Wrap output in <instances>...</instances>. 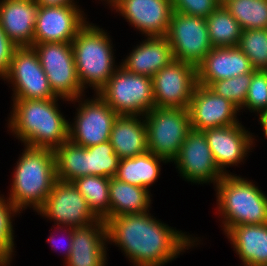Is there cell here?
<instances>
[{
	"label": "cell",
	"instance_id": "obj_1",
	"mask_svg": "<svg viewBox=\"0 0 267 266\" xmlns=\"http://www.w3.org/2000/svg\"><path fill=\"white\" fill-rule=\"evenodd\" d=\"M105 222L108 245L118 247L131 266H166L204 242L203 236L171 227L151 210L111 217Z\"/></svg>",
	"mask_w": 267,
	"mask_h": 266
},
{
	"label": "cell",
	"instance_id": "obj_2",
	"mask_svg": "<svg viewBox=\"0 0 267 266\" xmlns=\"http://www.w3.org/2000/svg\"><path fill=\"white\" fill-rule=\"evenodd\" d=\"M61 102L54 99H11V111L6 118L8 134L29 147L55 149L68 141L69 118L62 112ZM11 133V134H10Z\"/></svg>",
	"mask_w": 267,
	"mask_h": 266
},
{
	"label": "cell",
	"instance_id": "obj_3",
	"mask_svg": "<svg viewBox=\"0 0 267 266\" xmlns=\"http://www.w3.org/2000/svg\"><path fill=\"white\" fill-rule=\"evenodd\" d=\"M23 148L13 164L9 192L4 196L21 213L29 209L36 215L57 181L55 154L49 148Z\"/></svg>",
	"mask_w": 267,
	"mask_h": 266
},
{
	"label": "cell",
	"instance_id": "obj_4",
	"mask_svg": "<svg viewBox=\"0 0 267 266\" xmlns=\"http://www.w3.org/2000/svg\"><path fill=\"white\" fill-rule=\"evenodd\" d=\"M257 185L252 179L235 174L224 175L213 187L214 214L223 234L237 225L267 224V194Z\"/></svg>",
	"mask_w": 267,
	"mask_h": 266
},
{
	"label": "cell",
	"instance_id": "obj_5",
	"mask_svg": "<svg viewBox=\"0 0 267 266\" xmlns=\"http://www.w3.org/2000/svg\"><path fill=\"white\" fill-rule=\"evenodd\" d=\"M110 33L89 20L72 40L78 79L86 94L88 88L97 94L120 66Z\"/></svg>",
	"mask_w": 267,
	"mask_h": 266
},
{
	"label": "cell",
	"instance_id": "obj_6",
	"mask_svg": "<svg viewBox=\"0 0 267 266\" xmlns=\"http://www.w3.org/2000/svg\"><path fill=\"white\" fill-rule=\"evenodd\" d=\"M97 94L118 115L144 116L155 107L152 78L121 66Z\"/></svg>",
	"mask_w": 267,
	"mask_h": 266
},
{
	"label": "cell",
	"instance_id": "obj_7",
	"mask_svg": "<svg viewBox=\"0 0 267 266\" xmlns=\"http://www.w3.org/2000/svg\"><path fill=\"white\" fill-rule=\"evenodd\" d=\"M87 96L70 101L76 110L68 126V140L86 148L109 141L112 125L118 117L98 94Z\"/></svg>",
	"mask_w": 267,
	"mask_h": 266
},
{
	"label": "cell",
	"instance_id": "obj_8",
	"mask_svg": "<svg viewBox=\"0 0 267 266\" xmlns=\"http://www.w3.org/2000/svg\"><path fill=\"white\" fill-rule=\"evenodd\" d=\"M144 119L148 151L171 164L191 130L188 109L153 107Z\"/></svg>",
	"mask_w": 267,
	"mask_h": 266
},
{
	"label": "cell",
	"instance_id": "obj_9",
	"mask_svg": "<svg viewBox=\"0 0 267 266\" xmlns=\"http://www.w3.org/2000/svg\"><path fill=\"white\" fill-rule=\"evenodd\" d=\"M32 47L57 97L71 101L86 94L78 79L71 43L50 42Z\"/></svg>",
	"mask_w": 267,
	"mask_h": 266
},
{
	"label": "cell",
	"instance_id": "obj_10",
	"mask_svg": "<svg viewBox=\"0 0 267 266\" xmlns=\"http://www.w3.org/2000/svg\"><path fill=\"white\" fill-rule=\"evenodd\" d=\"M1 80L12 90L11 99L57 98L32 46L15 49L7 74Z\"/></svg>",
	"mask_w": 267,
	"mask_h": 266
},
{
	"label": "cell",
	"instance_id": "obj_11",
	"mask_svg": "<svg viewBox=\"0 0 267 266\" xmlns=\"http://www.w3.org/2000/svg\"><path fill=\"white\" fill-rule=\"evenodd\" d=\"M249 130L242 121L234 125L203 130L215 164L223 175H235L234 171L231 172L227 168H238L246 163L250 152L258 147V134Z\"/></svg>",
	"mask_w": 267,
	"mask_h": 266
},
{
	"label": "cell",
	"instance_id": "obj_12",
	"mask_svg": "<svg viewBox=\"0 0 267 266\" xmlns=\"http://www.w3.org/2000/svg\"><path fill=\"white\" fill-rule=\"evenodd\" d=\"M166 38L173 58L197 67L212 50L206 18L173 11Z\"/></svg>",
	"mask_w": 267,
	"mask_h": 266
},
{
	"label": "cell",
	"instance_id": "obj_13",
	"mask_svg": "<svg viewBox=\"0 0 267 266\" xmlns=\"http://www.w3.org/2000/svg\"><path fill=\"white\" fill-rule=\"evenodd\" d=\"M178 176L192 185L213 187L224 176L215 164L203 131L191 129L172 161Z\"/></svg>",
	"mask_w": 267,
	"mask_h": 266
},
{
	"label": "cell",
	"instance_id": "obj_14",
	"mask_svg": "<svg viewBox=\"0 0 267 266\" xmlns=\"http://www.w3.org/2000/svg\"><path fill=\"white\" fill-rule=\"evenodd\" d=\"M46 222L55 226L86 227L99 219L89 209L86 199L73 182L57 180L37 212Z\"/></svg>",
	"mask_w": 267,
	"mask_h": 266
},
{
	"label": "cell",
	"instance_id": "obj_15",
	"mask_svg": "<svg viewBox=\"0 0 267 266\" xmlns=\"http://www.w3.org/2000/svg\"><path fill=\"white\" fill-rule=\"evenodd\" d=\"M104 5L142 37L167 34L173 12L171 0H109Z\"/></svg>",
	"mask_w": 267,
	"mask_h": 266
},
{
	"label": "cell",
	"instance_id": "obj_16",
	"mask_svg": "<svg viewBox=\"0 0 267 266\" xmlns=\"http://www.w3.org/2000/svg\"><path fill=\"white\" fill-rule=\"evenodd\" d=\"M155 107L188 109L197 85L196 67L173 59L153 77Z\"/></svg>",
	"mask_w": 267,
	"mask_h": 266
},
{
	"label": "cell",
	"instance_id": "obj_17",
	"mask_svg": "<svg viewBox=\"0 0 267 266\" xmlns=\"http://www.w3.org/2000/svg\"><path fill=\"white\" fill-rule=\"evenodd\" d=\"M81 6L83 5L39 7L33 44L72 43L90 19Z\"/></svg>",
	"mask_w": 267,
	"mask_h": 266
},
{
	"label": "cell",
	"instance_id": "obj_18",
	"mask_svg": "<svg viewBox=\"0 0 267 266\" xmlns=\"http://www.w3.org/2000/svg\"><path fill=\"white\" fill-rule=\"evenodd\" d=\"M188 111L191 129L198 131L234 125L242 120L235 104L200 84L193 90Z\"/></svg>",
	"mask_w": 267,
	"mask_h": 266
},
{
	"label": "cell",
	"instance_id": "obj_19",
	"mask_svg": "<svg viewBox=\"0 0 267 266\" xmlns=\"http://www.w3.org/2000/svg\"><path fill=\"white\" fill-rule=\"evenodd\" d=\"M107 224L99 219L86 227H73L72 250L63 266H107Z\"/></svg>",
	"mask_w": 267,
	"mask_h": 266
},
{
	"label": "cell",
	"instance_id": "obj_20",
	"mask_svg": "<svg viewBox=\"0 0 267 266\" xmlns=\"http://www.w3.org/2000/svg\"><path fill=\"white\" fill-rule=\"evenodd\" d=\"M253 70L250 60L238 47H213L196 67L197 84L208 87L212 82Z\"/></svg>",
	"mask_w": 267,
	"mask_h": 266
},
{
	"label": "cell",
	"instance_id": "obj_21",
	"mask_svg": "<svg viewBox=\"0 0 267 266\" xmlns=\"http://www.w3.org/2000/svg\"><path fill=\"white\" fill-rule=\"evenodd\" d=\"M137 43L120 61L126 71L152 78L174 59L166 36L141 37Z\"/></svg>",
	"mask_w": 267,
	"mask_h": 266
},
{
	"label": "cell",
	"instance_id": "obj_22",
	"mask_svg": "<svg viewBox=\"0 0 267 266\" xmlns=\"http://www.w3.org/2000/svg\"><path fill=\"white\" fill-rule=\"evenodd\" d=\"M38 5L35 0H0V26L16 46H32Z\"/></svg>",
	"mask_w": 267,
	"mask_h": 266
},
{
	"label": "cell",
	"instance_id": "obj_23",
	"mask_svg": "<svg viewBox=\"0 0 267 266\" xmlns=\"http://www.w3.org/2000/svg\"><path fill=\"white\" fill-rule=\"evenodd\" d=\"M224 235L240 264L267 266V224L237 225Z\"/></svg>",
	"mask_w": 267,
	"mask_h": 266
},
{
	"label": "cell",
	"instance_id": "obj_24",
	"mask_svg": "<svg viewBox=\"0 0 267 266\" xmlns=\"http://www.w3.org/2000/svg\"><path fill=\"white\" fill-rule=\"evenodd\" d=\"M109 141L120 159L148 152L144 116L118 115L112 125Z\"/></svg>",
	"mask_w": 267,
	"mask_h": 266
},
{
	"label": "cell",
	"instance_id": "obj_25",
	"mask_svg": "<svg viewBox=\"0 0 267 266\" xmlns=\"http://www.w3.org/2000/svg\"><path fill=\"white\" fill-rule=\"evenodd\" d=\"M109 200L110 218L123 214L146 213L153 207V194L148 189L115 177L110 178Z\"/></svg>",
	"mask_w": 267,
	"mask_h": 266
},
{
	"label": "cell",
	"instance_id": "obj_26",
	"mask_svg": "<svg viewBox=\"0 0 267 266\" xmlns=\"http://www.w3.org/2000/svg\"><path fill=\"white\" fill-rule=\"evenodd\" d=\"M168 162L151 152L120 159L115 178L131 185H138L148 189L158 182L161 177L162 166Z\"/></svg>",
	"mask_w": 267,
	"mask_h": 266
},
{
	"label": "cell",
	"instance_id": "obj_27",
	"mask_svg": "<svg viewBox=\"0 0 267 266\" xmlns=\"http://www.w3.org/2000/svg\"><path fill=\"white\" fill-rule=\"evenodd\" d=\"M57 180L73 182L88 175V149L66 141L54 149Z\"/></svg>",
	"mask_w": 267,
	"mask_h": 266
},
{
	"label": "cell",
	"instance_id": "obj_28",
	"mask_svg": "<svg viewBox=\"0 0 267 266\" xmlns=\"http://www.w3.org/2000/svg\"><path fill=\"white\" fill-rule=\"evenodd\" d=\"M73 183L86 199L89 209L98 219L106 221L110 218V178L87 175L77 178Z\"/></svg>",
	"mask_w": 267,
	"mask_h": 266
},
{
	"label": "cell",
	"instance_id": "obj_29",
	"mask_svg": "<svg viewBox=\"0 0 267 266\" xmlns=\"http://www.w3.org/2000/svg\"><path fill=\"white\" fill-rule=\"evenodd\" d=\"M206 24L213 47H237L242 28L223 5L209 14Z\"/></svg>",
	"mask_w": 267,
	"mask_h": 266
},
{
	"label": "cell",
	"instance_id": "obj_30",
	"mask_svg": "<svg viewBox=\"0 0 267 266\" xmlns=\"http://www.w3.org/2000/svg\"><path fill=\"white\" fill-rule=\"evenodd\" d=\"M1 193L0 191V266H12L17 253L14 224L22 213Z\"/></svg>",
	"mask_w": 267,
	"mask_h": 266
},
{
	"label": "cell",
	"instance_id": "obj_31",
	"mask_svg": "<svg viewBox=\"0 0 267 266\" xmlns=\"http://www.w3.org/2000/svg\"><path fill=\"white\" fill-rule=\"evenodd\" d=\"M223 6L242 30L267 29V0H228Z\"/></svg>",
	"mask_w": 267,
	"mask_h": 266
},
{
	"label": "cell",
	"instance_id": "obj_32",
	"mask_svg": "<svg viewBox=\"0 0 267 266\" xmlns=\"http://www.w3.org/2000/svg\"><path fill=\"white\" fill-rule=\"evenodd\" d=\"M237 47L248 57L254 70L267 71V29L242 30Z\"/></svg>",
	"mask_w": 267,
	"mask_h": 266
},
{
	"label": "cell",
	"instance_id": "obj_33",
	"mask_svg": "<svg viewBox=\"0 0 267 266\" xmlns=\"http://www.w3.org/2000/svg\"><path fill=\"white\" fill-rule=\"evenodd\" d=\"M88 175L115 177L120 158L114 152L110 141L87 147Z\"/></svg>",
	"mask_w": 267,
	"mask_h": 266
},
{
	"label": "cell",
	"instance_id": "obj_34",
	"mask_svg": "<svg viewBox=\"0 0 267 266\" xmlns=\"http://www.w3.org/2000/svg\"><path fill=\"white\" fill-rule=\"evenodd\" d=\"M255 71L253 70L251 73L212 82L208 88L216 95L230 100L240 109L246 100L248 87Z\"/></svg>",
	"mask_w": 267,
	"mask_h": 266
},
{
	"label": "cell",
	"instance_id": "obj_35",
	"mask_svg": "<svg viewBox=\"0 0 267 266\" xmlns=\"http://www.w3.org/2000/svg\"><path fill=\"white\" fill-rule=\"evenodd\" d=\"M246 110V111H245ZM267 110V71L256 70L252 75L251 83L244 105L239 109L240 114L245 111L258 117Z\"/></svg>",
	"mask_w": 267,
	"mask_h": 266
},
{
	"label": "cell",
	"instance_id": "obj_36",
	"mask_svg": "<svg viewBox=\"0 0 267 266\" xmlns=\"http://www.w3.org/2000/svg\"><path fill=\"white\" fill-rule=\"evenodd\" d=\"M52 227L50 228V234L45 241L48 243V245H50L49 247H51V250L54 251V253L56 252V254L60 253L62 255L63 258L61 259L65 262L69 258L72 250L73 227L55 225H52ZM56 235L63 236L62 238L58 236L59 239H56Z\"/></svg>",
	"mask_w": 267,
	"mask_h": 266
},
{
	"label": "cell",
	"instance_id": "obj_37",
	"mask_svg": "<svg viewBox=\"0 0 267 266\" xmlns=\"http://www.w3.org/2000/svg\"><path fill=\"white\" fill-rule=\"evenodd\" d=\"M175 12L207 18L219 4L216 0H171Z\"/></svg>",
	"mask_w": 267,
	"mask_h": 266
},
{
	"label": "cell",
	"instance_id": "obj_38",
	"mask_svg": "<svg viewBox=\"0 0 267 266\" xmlns=\"http://www.w3.org/2000/svg\"><path fill=\"white\" fill-rule=\"evenodd\" d=\"M16 46L0 26V80L7 74Z\"/></svg>",
	"mask_w": 267,
	"mask_h": 266
},
{
	"label": "cell",
	"instance_id": "obj_39",
	"mask_svg": "<svg viewBox=\"0 0 267 266\" xmlns=\"http://www.w3.org/2000/svg\"><path fill=\"white\" fill-rule=\"evenodd\" d=\"M38 7L79 5V0H35Z\"/></svg>",
	"mask_w": 267,
	"mask_h": 266
},
{
	"label": "cell",
	"instance_id": "obj_40",
	"mask_svg": "<svg viewBox=\"0 0 267 266\" xmlns=\"http://www.w3.org/2000/svg\"><path fill=\"white\" fill-rule=\"evenodd\" d=\"M258 121V125H260L261 131H263V133L261 132V134L264 137V142L265 140H267V110L262 112L258 117H256Z\"/></svg>",
	"mask_w": 267,
	"mask_h": 266
},
{
	"label": "cell",
	"instance_id": "obj_41",
	"mask_svg": "<svg viewBox=\"0 0 267 266\" xmlns=\"http://www.w3.org/2000/svg\"><path fill=\"white\" fill-rule=\"evenodd\" d=\"M219 5L225 4L228 0H216Z\"/></svg>",
	"mask_w": 267,
	"mask_h": 266
},
{
	"label": "cell",
	"instance_id": "obj_42",
	"mask_svg": "<svg viewBox=\"0 0 267 266\" xmlns=\"http://www.w3.org/2000/svg\"><path fill=\"white\" fill-rule=\"evenodd\" d=\"M95 1H97V0H95ZM99 1V2H98ZM97 1V3H99V4H102V5H104L106 2H108L109 0H98Z\"/></svg>",
	"mask_w": 267,
	"mask_h": 266
}]
</instances>
